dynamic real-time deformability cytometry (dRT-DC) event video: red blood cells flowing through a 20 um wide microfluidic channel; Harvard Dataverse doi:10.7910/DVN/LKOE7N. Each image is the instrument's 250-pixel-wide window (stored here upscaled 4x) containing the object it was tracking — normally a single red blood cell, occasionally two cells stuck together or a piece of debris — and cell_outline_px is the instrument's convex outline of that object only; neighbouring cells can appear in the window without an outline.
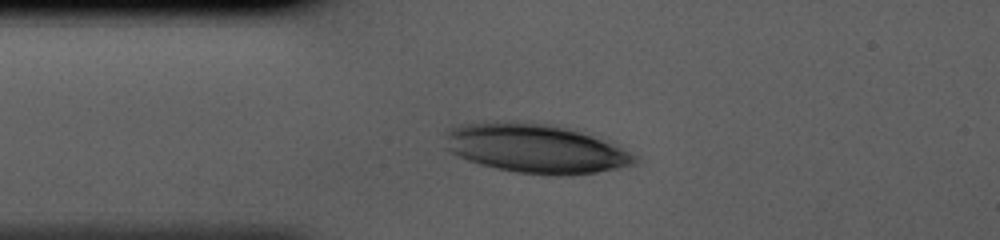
{"species": "human", "species_latin": "Homo sapiens", "temperature_condition": "cold", "stored_images_in_passage": 29, "camera_frame_rate_fps": 3000, "um_per_image_px": 0.085, "donor": {"sex": "male"}, "frame": {"image": 1, "passage_image": 1, "time_ms": 0.0, "image_size_px": [1000, 240], "cell_outline_px": [[636, 164], [620, 168], [572, 176], [552, 176], [516, 172], [496, 168], [480, 164], [456, 156], [448, 148], [444, 132], [448, 128], [460, 124], [544, 124], [564, 128], [612, 140], [636, 156]], "centroid_in_image_um": [45.61, 12.67], "position_along_channel_um": 39.4, "area_um2": 53.58}}
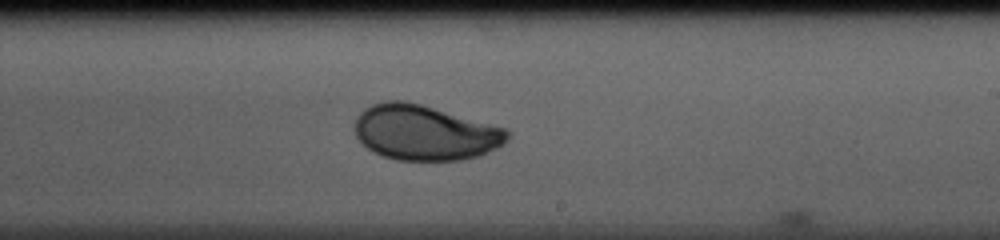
{"frame": {"image": 2, "passage_image": 17, "time_ms": 5.333, "image_size_px": [1000, 240], "cell_outline_px": [[512, 136], [504, 144], [480, 156], [460, 160], [396, 160], [372, 152], [356, 136], [352, 128], [356, 116], [364, 108], [372, 104], [384, 100], [404, 100], [420, 104], [508, 128], [512, 132]], "centroid_in_image_um": [36.12, 11.27], "position_along_channel_um": 252.9, "area_um2": 49.71}}
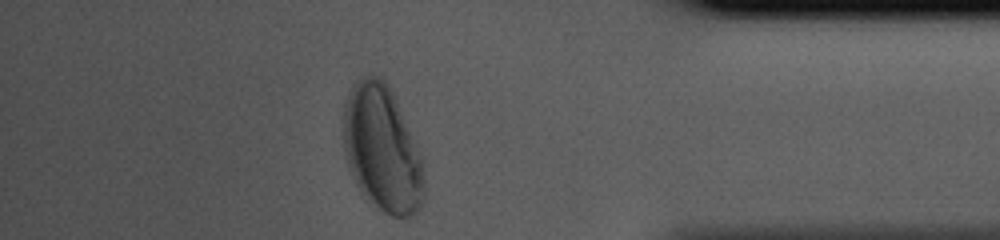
{"frame": {"image": 3, "passage_image": 29, "time_ms": 9.333, "image_size_px": [1000, 240], "cell_outline_px": [[424, 200], [420, 208], [408, 220], [404, 220], [392, 216], [384, 212], [360, 192], [352, 176], [344, 152], [344, 104], [348, 92], [352, 84], [356, 80], [368, 76], [376, 76], [384, 80], [388, 84], [396, 100], [424, 160]], "centroid_in_image_um": [32.51, 12.69], "position_along_channel_um": 402.7, "area_um2": 59.82}}